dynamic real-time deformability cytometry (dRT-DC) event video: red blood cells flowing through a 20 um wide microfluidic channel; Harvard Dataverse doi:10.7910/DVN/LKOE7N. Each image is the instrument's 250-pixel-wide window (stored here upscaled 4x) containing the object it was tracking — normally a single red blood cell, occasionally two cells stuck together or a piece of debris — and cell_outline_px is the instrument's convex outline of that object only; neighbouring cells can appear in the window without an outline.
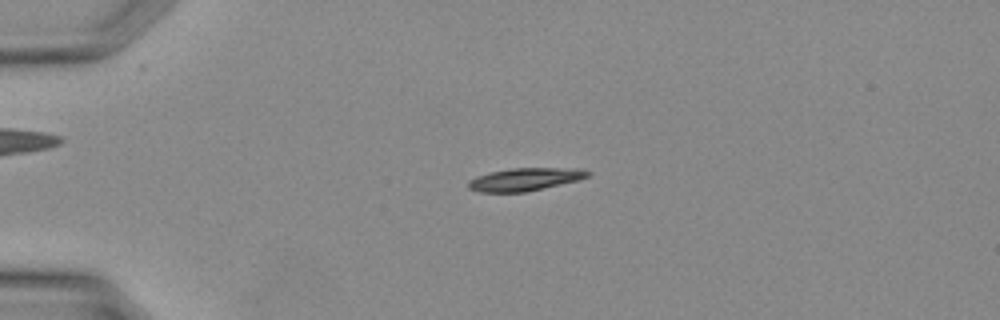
{"species": "Egyptian fruit bat (a non-hibernating species)", "species_latin": "Rousettus aegyptiacus", "temperature_condition": "warm", "stored_images_in_passage": 31, "camera_frame_rate_fps": 3000, "um_per_image_px": 0.085, "animal": {"sex": "female"}, "frame": {"image": 1, "passage_image": 3, "time_ms": 0.667, "image_size_px": [1000, 320], "cell_outline_px": [[592, 172], [588, 176], [580, 180], [528, 192], [480, 192], [468, 188], [468, 180], [476, 176], [488, 172], [512, 168], [580, 168]], "centroid_in_image_um": [44.64, 15.24], "position_along_channel_um": 40.4, "area_um2": 16.13}}
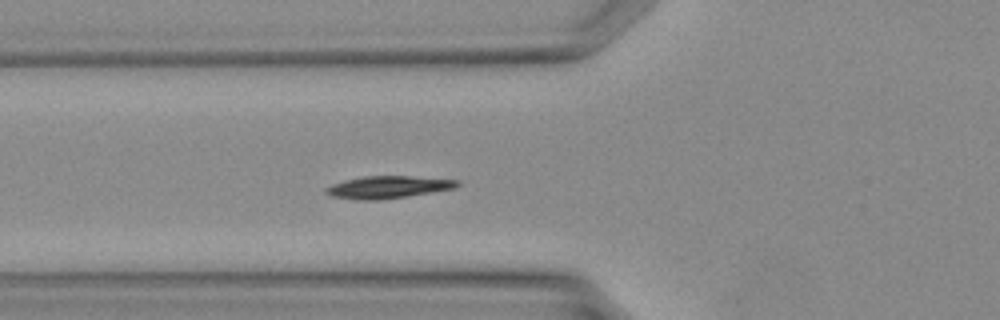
{"frame": {"image": 2, "passage_image": 8, "time_ms": 2.333, "image_size_px": [1000, 320], "cell_outline_px": [[460, 184], [452, 188], [380, 200], [360, 200], [332, 196], [324, 192], [324, 188], [332, 184], [344, 180], [364, 176], [412, 176], [460, 180]], "centroid_in_image_um": [32.92, 15.89], "position_along_channel_um": 92.9, "area_um2": 16.82}}
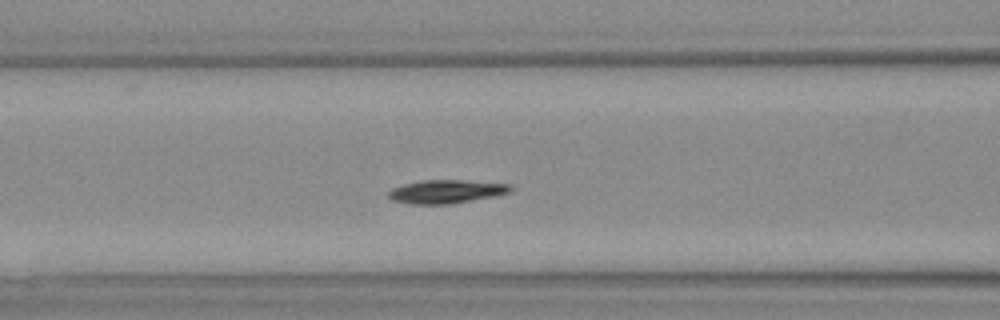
{"frame": {"image": 3, "passage_image": 10, "time_ms": 3.0, "image_size_px": [1000, 320], "cell_outline_px": [[512, 192], [496, 196], [448, 204], [412, 204], [392, 200], [388, 196], [388, 192], [392, 188], [404, 184], [424, 180], [464, 180], [512, 184]], "centroid_in_image_um": [37.97, 16.28], "position_along_channel_um": 128.6, "area_um2": 16.7}}